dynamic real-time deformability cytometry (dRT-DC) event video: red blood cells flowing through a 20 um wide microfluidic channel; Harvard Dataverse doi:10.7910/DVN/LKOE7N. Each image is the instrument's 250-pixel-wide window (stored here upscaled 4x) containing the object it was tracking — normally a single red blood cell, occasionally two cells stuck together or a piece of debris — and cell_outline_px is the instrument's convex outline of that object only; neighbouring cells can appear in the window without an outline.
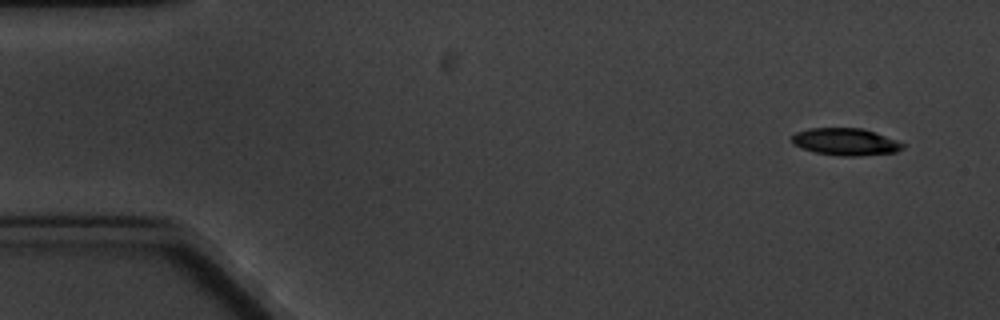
{"species": "common noctule bat (a hibernating species)", "species_latin": "Nyctalus noctula", "temperature_condition": "cold", "stored_images_in_passage": 5, "camera_frame_rate_fps": 3000, "um_per_image_px": 0.085, "animal": {"sex": "male", "body_mass_g": 20.1, "forearm_length_mm": 53.5}, "frame": {"image": 1, "passage_image": 1, "time_ms": 0.0, "image_size_px": [1000, 320], "cell_outline_px": [[904, 148], [896, 152], [860, 156], [840, 156], [816, 152], [800, 148], [792, 144], [792, 136], [796, 132], [808, 128], [864, 128], [876, 132], [896, 140], [904, 144]], "centroid_in_image_um": [71.87, 12.05], "position_along_channel_um": 13.1, "area_um2": 17.69}}
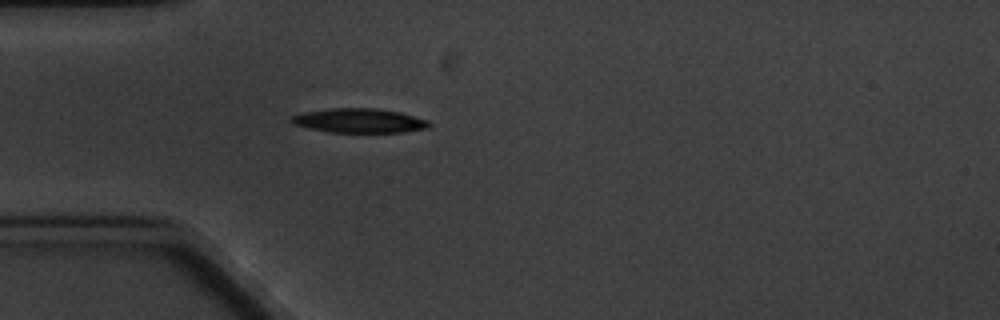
{"frame": {"image": 2, "passage_image": 5, "time_ms": 4.333, "image_size_px": [1000, 320], "cell_outline_px": [[432, 124], [428, 128], [400, 132], [328, 132], [308, 128], [292, 124], [288, 120], [288, 116], [304, 112], [332, 108], [376, 108], [400, 112], [428, 120]], "centroid_in_image_um": [30.48, 10.25], "position_along_channel_um": 54.5, "area_um2": 19.65}}